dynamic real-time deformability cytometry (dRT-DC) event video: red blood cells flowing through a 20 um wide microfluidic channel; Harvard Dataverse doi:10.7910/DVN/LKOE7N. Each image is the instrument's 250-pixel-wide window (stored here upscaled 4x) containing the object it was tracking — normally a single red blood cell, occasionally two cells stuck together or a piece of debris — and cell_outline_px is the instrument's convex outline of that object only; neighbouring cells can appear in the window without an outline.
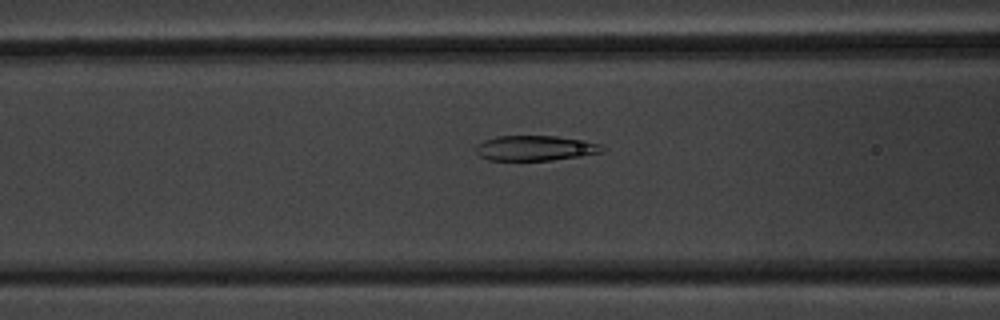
{"species": "common noctule bat (a hibernating species)", "species_latin": "Nyctalus noctula", "temperature_condition": "warm", "stored_images_in_passage": 43, "camera_frame_rate_fps": 3000, "um_per_image_px": 0.085, "animal": {"sex": "male", "body_mass_g": 20.1, "forearm_length_mm": 53.5}, "frame": {"image": 1, "passage_image": 12, "time_ms": 3.667, "image_size_px": [1000, 320], "cell_outline_px": [[608, 148], [604, 152], [580, 156], [552, 160], [488, 160], [480, 156], [476, 152], [476, 144], [484, 140], [496, 136], [556, 136], [600, 144]], "centroid_in_image_um": [45.49, 12.59], "position_along_channel_um": 121.1, "area_um2": 18.5}}
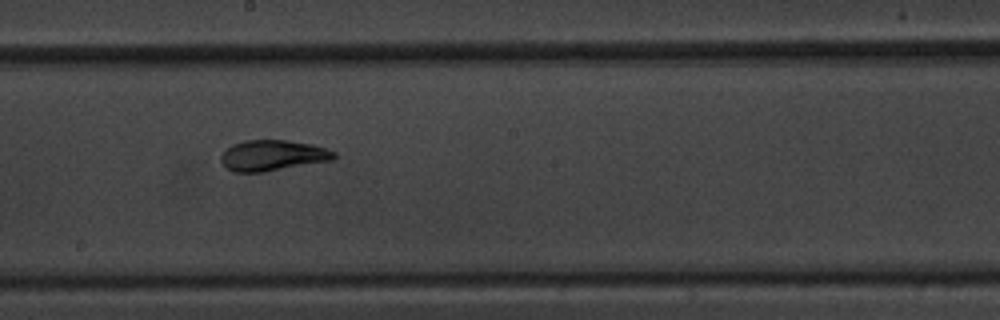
{"frame": {"image": 2, "passage_image": 21, "time_ms": 6.667, "image_size_px": [1000, 320], "cell_outline_px": [[336, 156], [332, 160], [264, 172], [236, 172], [228, 168], [220, 160], [220, 156], [232, 144], [244, 140], [288, 140], [312, 144], [336, 152]], "centroid_in_image_um": [23.18, 13.2], "position_along_channel_um": 225.0, "area_um2": 20.11}}
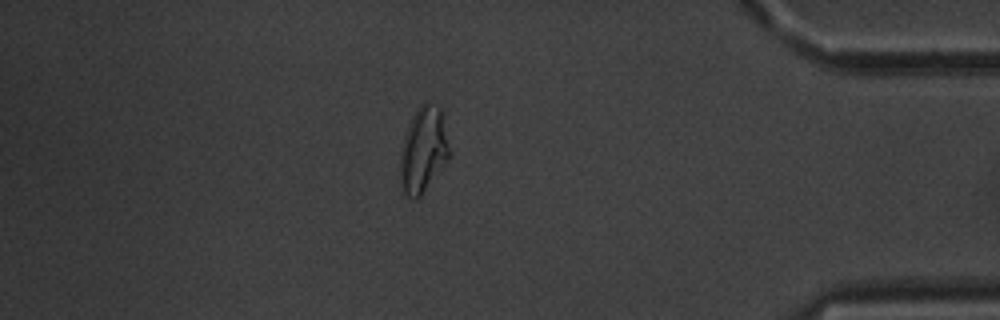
{"frame": {"image": 3, "passage_image": 39, "time_ms": 12.667, "image_size_px": [1000, 320], "cell_outline_px": [[448, 160], [420, 196], [416, 200], [404, 196], [400, 184], [400, 152], [404, 136], [408, 124], [416, 108], [420, 104], [428, 104], [440, 108], [448, 148]], "centroid_in_image_um": [35.92, 12.8], "position_along_channel_um": 399.3, "area_um2": 24.1}, "authors_computed_cell_mechanics": {"area_um2": 20.1722, "velocity_mm_per_s": 3.4668, "shape_relaxation_time_tau1_ms": 4.8263, "shape_relaxation_time_tau2_ms": 1.4851, "deformation_change_tau1": 0.1765, "deformation_change_tau2": 0.0793}}